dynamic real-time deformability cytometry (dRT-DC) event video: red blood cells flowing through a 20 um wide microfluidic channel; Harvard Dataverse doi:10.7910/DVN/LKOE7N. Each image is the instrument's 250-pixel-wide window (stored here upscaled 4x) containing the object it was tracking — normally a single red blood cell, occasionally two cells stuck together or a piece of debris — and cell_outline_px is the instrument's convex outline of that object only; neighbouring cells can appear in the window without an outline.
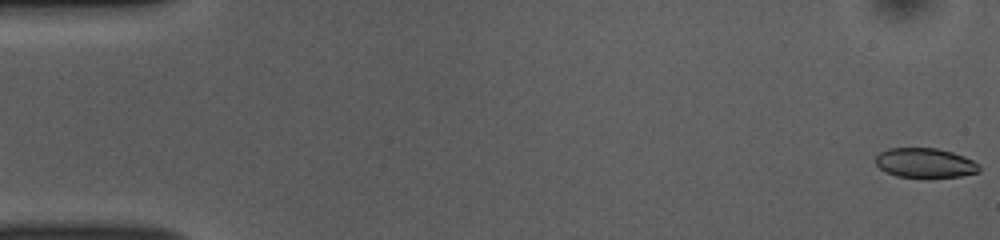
{"species": "common noctule bat (a hibernating species)", "species_latin": "Nyctalus noctula", "temperature_condition": "room temperature", "stored_images_in_passage": 52, "camera_frame_rate_fps": 3000, "um_per_image_px": 0.085, "animal": {"sex": "female", "body_mass_g": 10.0, "forearm_length_mm": 53.1}, "frame": {"image": 1, "passage_image": 1, "time_ms": 0.0, "image_size_px": [1000, 240], "cell_outline_px": [[980, 172], [960, 176], [932, 180], [896, 176], [880, 168], [876, 164], [876, 156], [880, 152], [888, 148], [936, 148], [952, 152], [964, 156], [980, 164]], "centroid_in_image_um": [78.67, 13.89], "position_along_channel_um": 6.3, "area_um2": 18.5}}
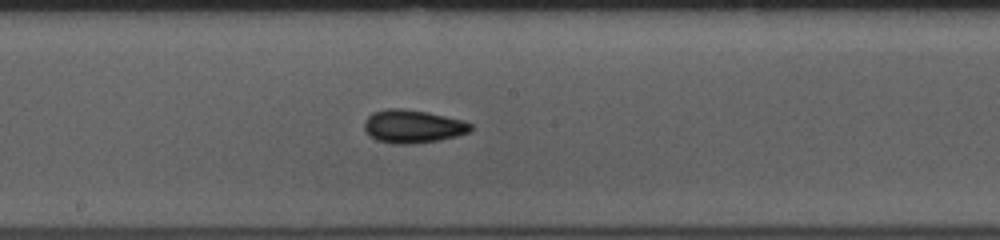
{"frame": {"image": 2, "passage_image": 28, "time_ms": 9.0, "image_size_px": [1000, 240], "cell_outline_px": [[472, 128], [468, 132], [456, 136], [440, 140], [412, 144], [392, 144], [376, 140], [364, 128], [364, 120], [372, 112], [388, 108], [404, 108], [428, 112], [464, 120], [472, 124]], "centroid_in_image_um": [35.09, 10.73], "position_along_channel_um": 213.1, "area_um2": 20.69}}
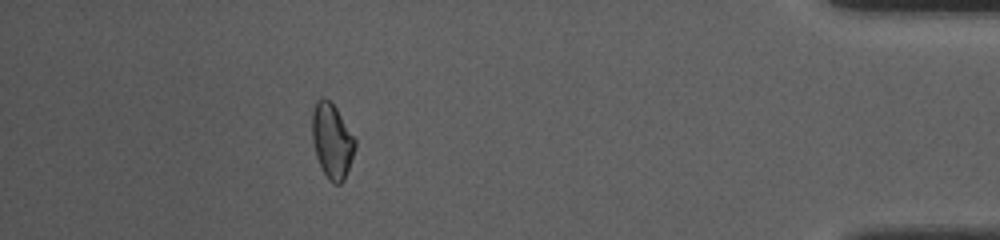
{"frame": {"image": 3, "passage_image": 47, "time_ms": 15.333, "image_size_px": [1000, 240], "cell_outline_px": [[356, 144], [344, 180], [340, 184], [332, 184], [328, 180], [316, 156], [312, 140], [312, 112], [320, 96], [324, 96], [336, 108], [356, 140]], "centroid_in_image_um": [28.2, 11.97], "position_along_channel_um": 407.0, "area_um2": 18.5}, "authors_computed_cell_mechanics": {"area_um2": 19.3052, "velocity_mm_per_s": 3.8632, "shape_relaxation_time_tau1_ms": 4.589, "shape_relaxation_time_tau2_ms": 3.1419, "deformation_change_tau1": 0.1108, "deformation_change_tau2": 0.054}}